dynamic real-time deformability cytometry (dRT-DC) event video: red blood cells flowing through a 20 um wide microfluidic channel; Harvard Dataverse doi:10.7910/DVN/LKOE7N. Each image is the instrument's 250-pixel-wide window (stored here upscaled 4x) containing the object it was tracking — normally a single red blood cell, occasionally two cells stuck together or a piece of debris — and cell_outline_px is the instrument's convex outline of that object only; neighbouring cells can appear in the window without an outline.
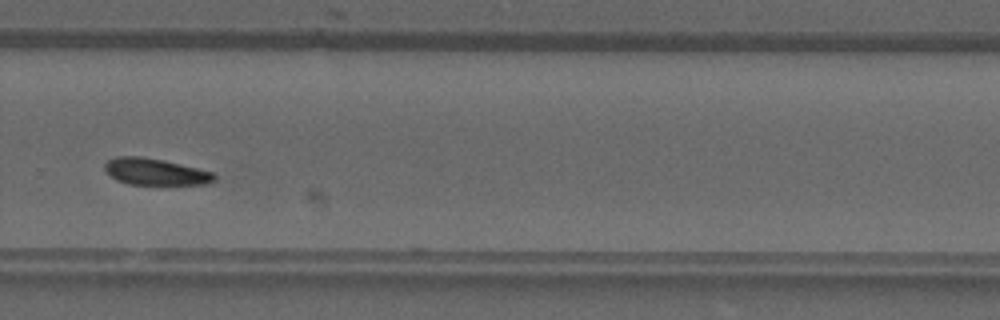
{"species": "common noctule bat (a hibernating species)", "species_latin": "Nyctalus noctula", "temperature_condition": "warm", "stored_images_in_passage": 29, "camera_frame_rate_fps": 3000, "um_per_image_px": 0.085, "animal": {"sex": "male", "forearm_length_mm": 52.5}, "frame": {"image": 1, "passage_image": 17, "time_ms": 5.333, "image_size_px": [1000, 320], "cell_outline_px": [[216, 180], [204, 184], [128, 184], [116, 180], [104, 168], [104, 164], [108, 160], [116, 156], [140, 156], [164, 160], [212, 172], [216, 176]], "centroid_in_image_um": [13.18, 14.59], "position_along_channel_um": 316.6, "area_um2": 16.82}}